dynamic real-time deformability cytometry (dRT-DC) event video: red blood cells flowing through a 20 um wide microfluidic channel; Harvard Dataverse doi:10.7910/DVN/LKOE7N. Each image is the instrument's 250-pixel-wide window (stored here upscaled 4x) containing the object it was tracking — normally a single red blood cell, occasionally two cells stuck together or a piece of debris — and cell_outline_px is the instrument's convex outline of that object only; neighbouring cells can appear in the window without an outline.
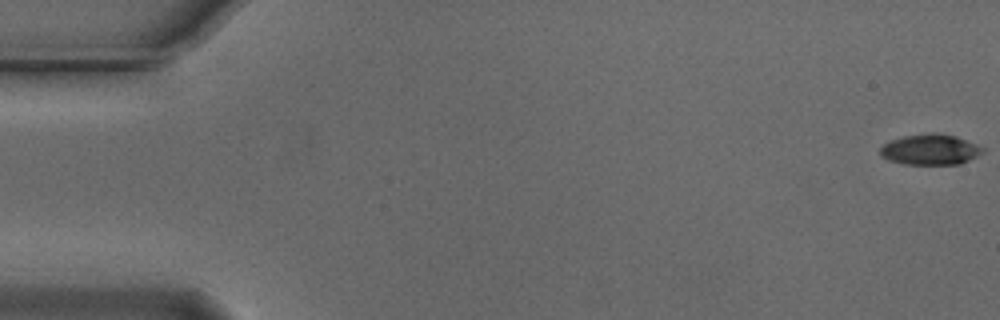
{"species": "Egyptian fruit bat (a non-hibernating species)", "species_latin": "Rousettus aegyptiacus", "temperature_condition": "cold", "stored_images_in_passage": 55, "camera_frame_rate_fps": 3000, "um_per_image_px": 0.085, "animal": {"sex": "male"}, "frame": {"image": 1, "passage_image": 1, "time_ms": 0.0, "image_size_px": [1000, 320], "cell_outline_px": [[984, 148], [976, 156], [960, 164], [904, 164], [888, 160], [880, 156], [880, 148], [884, 144], [892, 140], [904, 136], [932, 132], [956, 136], [976, 144]], "centroid_in_image_um": [79.03, 12.71], "position_along_channel_um": 6.0, "area_um2": 18.09}}
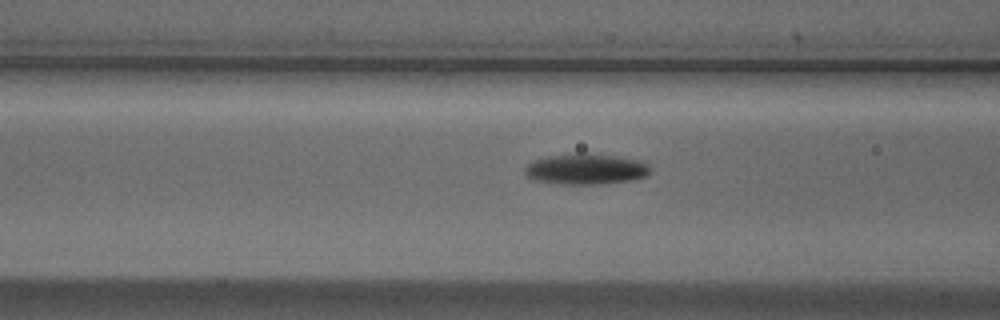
{"frame": {"image": 2, "passage_image": 22, "time_ms": 7.0, "image_size_px": [1000, 320], "cell_outline_px": [[652, 172], [644, 176], [632, 180], [600, 184], [560, 184], [536, 180], [528, 176], [524, 172], [524, 168], [532, 160], [548, 156], [584, 152], [612, 156], [636, 160], [652, 168]], "centroid_in_image_um": [49.76, 14.37], "position_along_channel_um": 116.8, "area_um2": 22.31}}
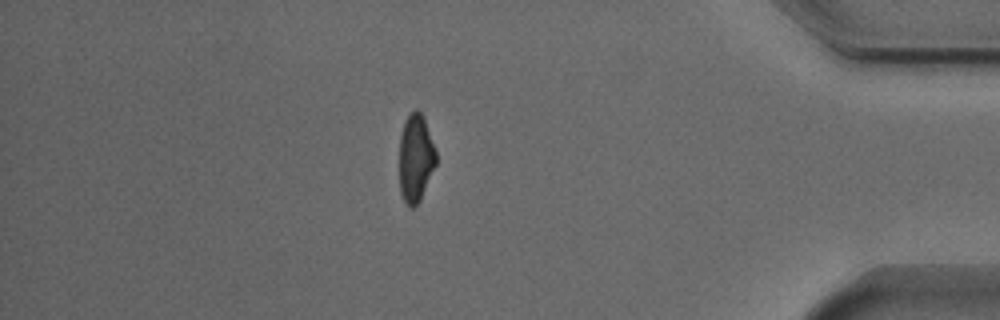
{"frame": {"image": 3, "passage_image": 48, "time_ms": 15.667, "image_size_px": [1000, 320], "cell_outline_px": [[436, 164], [420, 200], [412, 208], [408, 208], [400, 192], [400, 136], [404, 120], [408, 112], [416, 108], [424, 116], [436, 152]], "centroid_in_image_um": [35.32, 13.39], "position_along_channel_um": 399.9, "area_um2": 18.9}, "authors_computed_cell_mechanics": {"area_um2": 19.7098, "velocity_mm_per_s": 3.7414, "shape_relaxation_time_tau1_ms": 4.0782, "shape_relaxation_time_tau2_ms": 4.9138, "deformation_change_tau1": 0.1612, "deformation_change_tau2": 0.121}}